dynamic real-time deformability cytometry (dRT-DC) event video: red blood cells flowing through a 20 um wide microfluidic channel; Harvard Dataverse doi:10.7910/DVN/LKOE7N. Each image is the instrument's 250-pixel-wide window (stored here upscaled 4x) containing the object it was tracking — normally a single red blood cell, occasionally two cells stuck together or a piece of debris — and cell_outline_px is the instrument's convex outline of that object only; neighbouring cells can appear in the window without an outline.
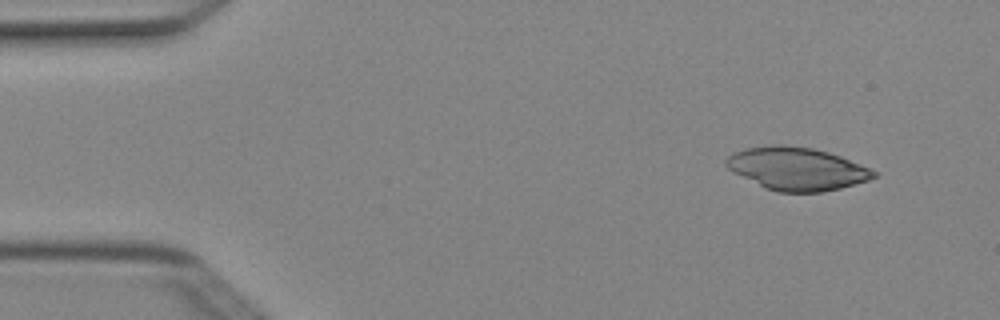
{"species": "Egyptian fruit bat (a non-hibernating species)", "species_latin": "Rousettus aegyptiacus", "temperature_condition": "cold", "stored_images_in_passage": 3, "camera_frame_rate_fps": 3000, "um_per_image_px": 0.085, "animal": {"sex": "female"}, "frame": {"image": 1, "passage_image": 2, "time_ms": 0.333, "image_size_px": [1000, 320], "cell_outline_px": [[880, 176], [868, 180], [840, 188], [824, 192], [776, 192], [764, 188], [732, 172], [724, 164], [724, 160], [732, 152], [744, 148], [772, 144], [780, 144], [812, 148], [828, 152], [840, 156], [880, 172]], "centroid_in_image_um": [67.71, 14.34], "position_along_channel_um": 17.3, "area_um2": 37.28}}